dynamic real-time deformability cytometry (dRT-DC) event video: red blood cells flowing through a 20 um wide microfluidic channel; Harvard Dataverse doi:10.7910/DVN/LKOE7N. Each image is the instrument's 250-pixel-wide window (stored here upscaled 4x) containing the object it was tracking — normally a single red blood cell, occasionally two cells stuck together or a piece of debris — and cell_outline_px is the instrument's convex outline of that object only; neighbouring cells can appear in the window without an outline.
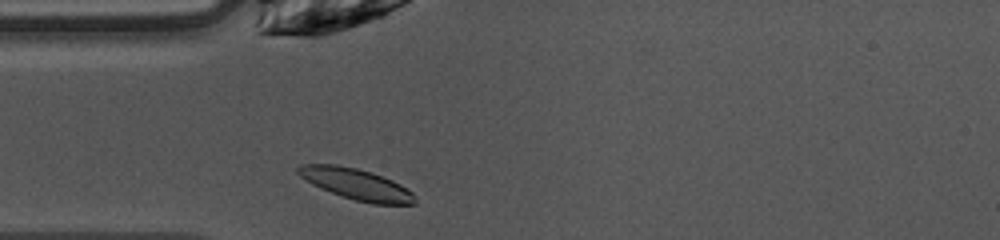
{"species": "common noctule bat (a hibernating species)", "species_latin": "Nyctalus noctula", "temperature_condition": "warm", "stored_images_in_passage": 37, "camera_frame_rate_fps": 3000, "um_per_image_px": 0.085, "animal": {"sex": "female", "body_mass_g": 10.0, "forearm_length_mm": 53.1}, "frame": {"image": 1, "passage_image": 1, "time_ms": 0.0, "image_size_px": [1000, 240], "cell_outline_px": [[416, 204], [372, 204], [356, 200], [320, 188], [312, 184], [300, 176], [296, 172], [296, 168], [300, 164], [336, 164], [356, 168], [372, 172], [392, 180], [400, 184], [412, 192], [416, 196]], "centroid_in_image_um": [30.29, 15.64], "position_along_channel_um": 54.7, "area_um2": 21.1}}
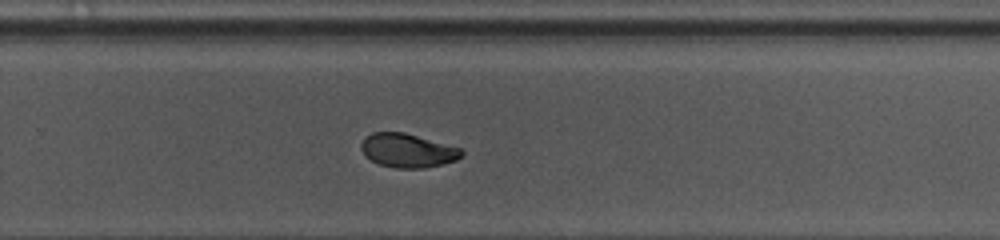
{"frame": {"image": 2, "passage_image": 19, "time_ms": 6.0, "image_size_px": [1000, 240], "cell_outline_px": [[464, 152], [456, 160], [424, 168], [396, 168], [380, 164], [364, 156], [360, 148], [360, 144], [364, 136], [372, 132], [404, 132], [460, 148]], "centroid_in_image_um": [34.58, 12.78], "position_along_channel_um": 295.2, "area_um2": 19.71}}
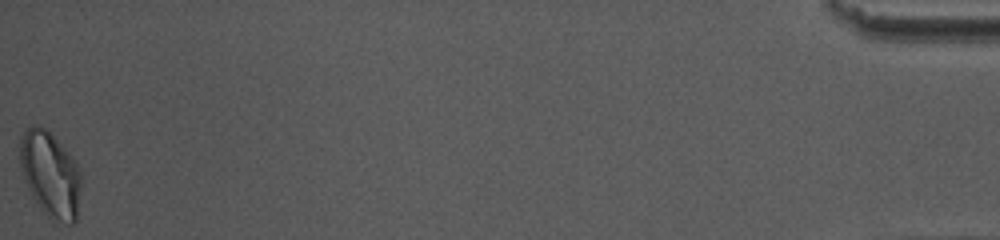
{"frame": {"image": 3, "passage_image": 37, "time_ms": 12.0, "image_size_px": [1000, 240], "cell_outline_px": [[80, 188], [76, 220], [72, 224], [68, 224], [48, 220], [32, 196], [24, 180], [20, 168], [20, 136], [32, 124], [36, 124], [44, 128], [64, 148], [80, 168]], "centroid_in_image_um": [4.26, 14.86], "position_along_channel_um": 430.9, "area_um2": 30.46}, "authors_computed_cell_mechanics": {"area_um2": 20.8658, "velocity_mm_per_s": 4.0326, "shape_relaxation_time_tau1_ms": 2.4857, "shape_relaxation_time_tau2_ms": 2.2871, "deformation_change_tau1": 0.1248, "deformation_change_tau2": 0.0537}}